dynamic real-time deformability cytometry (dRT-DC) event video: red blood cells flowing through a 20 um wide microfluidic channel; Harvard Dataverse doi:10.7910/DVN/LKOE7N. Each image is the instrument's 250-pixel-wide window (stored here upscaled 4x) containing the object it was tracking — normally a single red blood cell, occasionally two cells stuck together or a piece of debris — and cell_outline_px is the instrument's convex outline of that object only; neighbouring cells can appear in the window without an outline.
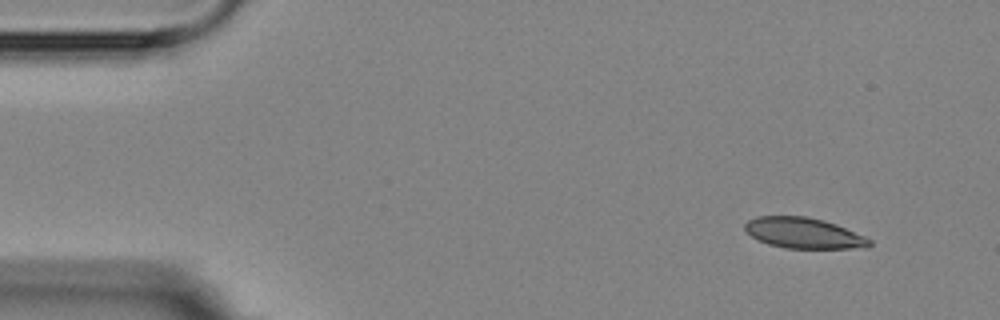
{"species": "Egyptian fruit bat (a non-hibernating species)", "species_latin": "Rousettus aegyptiacus", "temperature_condition": "room temperature", "stored_images_in_passage": 4, "camera_frame_rate_fps": 3000, "um_per_image_px": 0.085, "animal": {"sex": "female"}, "frame": {"image": 1, "passage_image": 1, "time_ms": 0.0, "image_size_px": [1000, 320], "cell_outline_px": [[872, 244], [868, 248], [784, 248], [768, 244], [756, 240], [744, 228], [744, 224], [748, 220], [756, 216], [808, 216], [824, 220], [836, 224], [864, 236], [872, 240]], "centroid_in_image_um": [68.31, 19.81], "position_along_channel_um": 16.7, "area_um2": 22.43}}
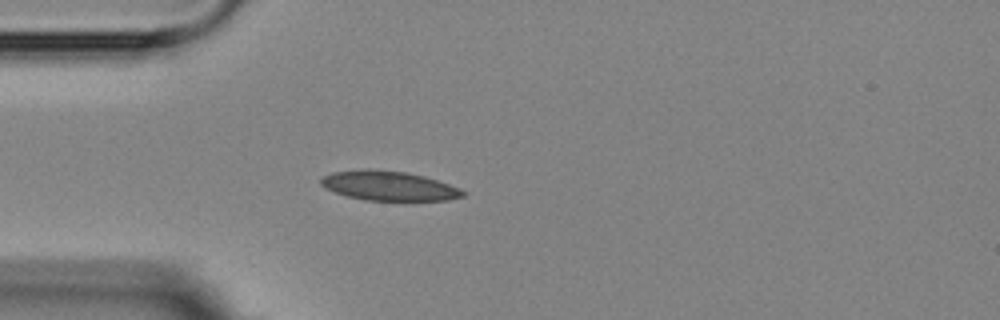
{"frame": {"image": 2, "passage_image": 4, "time_ms": 3.333, "image_size_px": [1000, 320], "cell_outline_px": [[468, 192], [464, 196], [448, 200], [364, 200], [348, 196], [324, 188], [320, 184], [320, 180], [324, 176], [332, 172], [364, 168], [368, 168], [404, 172], [424, 176], [460, 188]], "centroid_in_image_um": [33.04, 15.79], "position_along_channel_um": 52.0, "area_um2": 24.39}}